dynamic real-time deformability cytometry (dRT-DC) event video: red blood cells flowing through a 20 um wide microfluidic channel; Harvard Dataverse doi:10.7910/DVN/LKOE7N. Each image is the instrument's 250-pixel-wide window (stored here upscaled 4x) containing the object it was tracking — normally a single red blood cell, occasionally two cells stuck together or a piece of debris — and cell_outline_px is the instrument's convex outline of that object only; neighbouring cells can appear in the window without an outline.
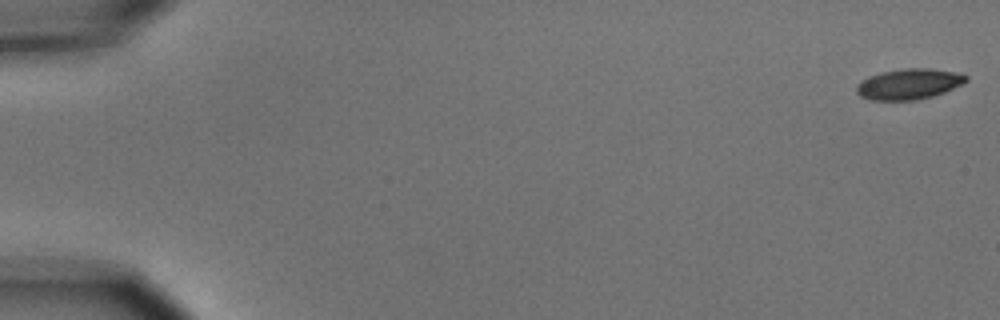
{"species": "common noctule bat (a hibernating species)", "species_latin": "Nyctalus noctula", "temperature_condition": "cold", "stored_images_in_passage": 6, "camera_frame_rate_fps": 3000, "um_per_image_px": 0.085, "animal": {"sex": "male", "body_mass_g": 15.6}, "frame": {"image": 1, "passage_image": 1, "time_ms": 0.0, "image_size_px": [1000, 320], "cell_outline_px": [[968, 80], [944, 92], [932, 96], [916, 100], [872, 100], [860, 96], [856, 92], [856, 84], [868, 76], [880, 72], [904, 68], [932, 68], [952, 72], [968, 76]], "centroid_in_image_um": [77.2, 7.14], "position_along_channel_um": 7.8, "area_um2": 19.48}}
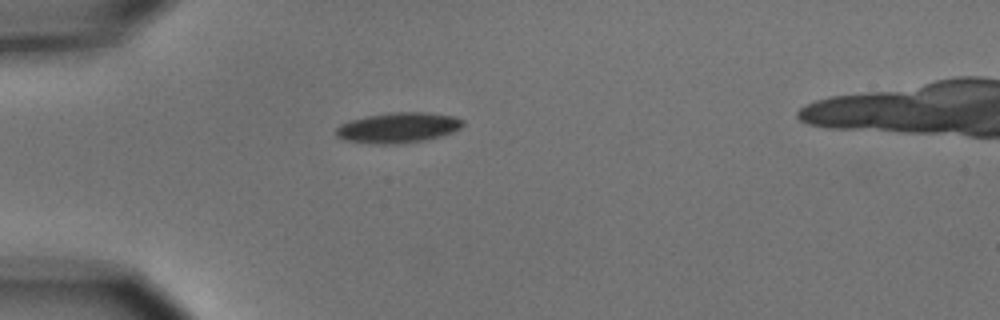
{"frame": {"image": 2, "passage_image": 5, "time_ms": 5.0, "image_size_px": [1000, 320], "cell_outline_px": [[464, 124], [460, 128], [452, 132], [428, 140], [400, 144], [368, 144], [344, 140], [336, 136], [336, 128], [340, 124], [352, 120], [368, 116], [392, 112], [428, 112], [452, 116], [464, 120]], "centroid_in_image_um": [33.84, 10.87], "position_along_channel_um": 51.2, "area_um2": 22.6}}